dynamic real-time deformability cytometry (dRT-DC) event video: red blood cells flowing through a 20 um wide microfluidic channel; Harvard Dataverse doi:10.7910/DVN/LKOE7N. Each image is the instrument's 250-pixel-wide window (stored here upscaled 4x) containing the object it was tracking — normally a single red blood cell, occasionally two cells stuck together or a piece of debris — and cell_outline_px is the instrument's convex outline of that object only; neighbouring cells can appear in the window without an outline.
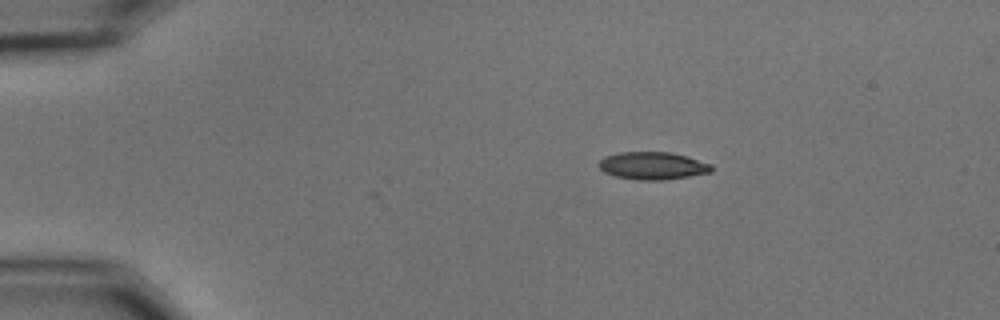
{"species": "common noctule bat (a hibernating species)", "species_latin": "Nyctalus noctula", "temperature_condition": "cold", "stored_images_in_passage": 2, "camera_frame_rate_fps": 3000, "um_per_image_px": 0.085, "animal": {"sex": "male", "body_mass_g": 15.6}, "frame": {"image": 1, "passage_image": 2, "time_ms": 0.333, "image_size_px": [1000, 320], "cell_outline_px": [[712, 172], [664, 180], [636, 180], [616, 176], [604, 172], [596, 164], [604, 156], [620, 152], [672, 152], [688, 156], [712, 164]], "centroid_in_image_um": [55.47, 14.08], "position_along_channel_um": 29.5, "area_um2": 18.26}}